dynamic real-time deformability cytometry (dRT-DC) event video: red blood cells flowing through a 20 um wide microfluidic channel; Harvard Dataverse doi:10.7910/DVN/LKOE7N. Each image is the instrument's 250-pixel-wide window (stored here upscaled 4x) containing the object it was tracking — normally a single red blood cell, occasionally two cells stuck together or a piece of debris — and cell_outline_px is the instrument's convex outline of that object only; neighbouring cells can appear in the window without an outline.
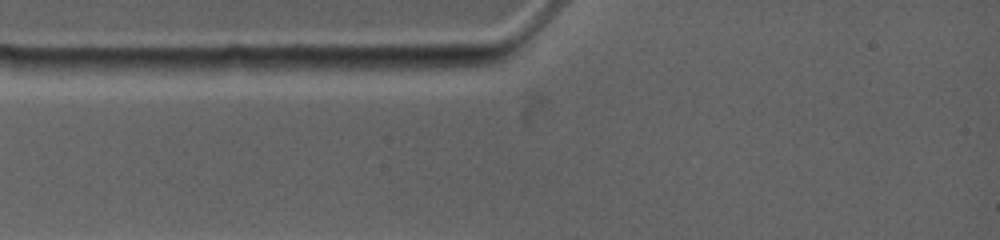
{"species": "common noctule bat (a hibernating species)", "species_latin": "Nyctalus noctula", "temperature_condition": "warm", "stored_images_in_passage": 2, "camera_frame_rate_fps": 4500, "um_per_image_px": 0.085, "animal": {"sex": "female", "body_mass_g": 19.0, "forearm_length_mm": 53.3}, "frame": {"image": 1, "passage_image": 1, "time_ms": 0.0, "image_size_px": [1000, 240], "cell_outline_px": [[256, 68], [224, 72], [176, 76], [124, 68], [124, 60], [228, 56], [244, 56]], "centroid_in_image_um": [16.17, 5.54], "position_along_channel_um": 68.8, "area_um2": 13.47}}